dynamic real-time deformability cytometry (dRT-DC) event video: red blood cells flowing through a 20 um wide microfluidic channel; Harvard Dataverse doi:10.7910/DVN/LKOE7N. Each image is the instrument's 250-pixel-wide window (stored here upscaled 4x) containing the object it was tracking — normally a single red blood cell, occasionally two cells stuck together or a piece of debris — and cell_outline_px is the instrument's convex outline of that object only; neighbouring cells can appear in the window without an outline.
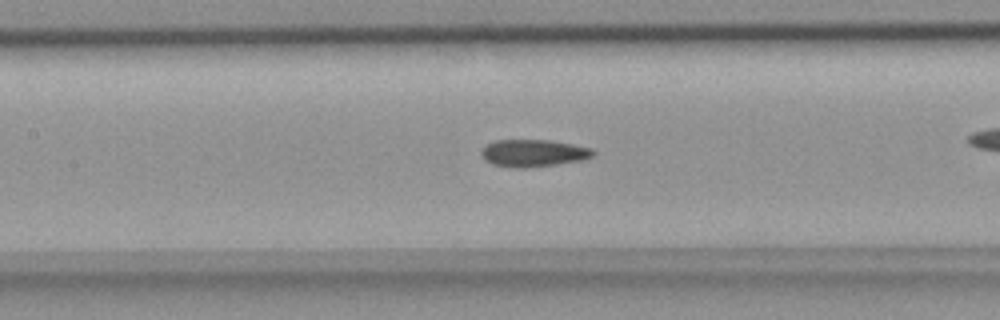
{"species": "common noctule bat (a hibernating species)", "species_latin": "Nyctalus noctula", "temperature_condition": "room temperature", "stored_images_in_passage": 40, "camera_frame_rate_fps": 3000, "um_per_image_px": 0.085, "animal": {"sex": "female", "body_mass_g": 18.4}, "frame": {"image": 1, "passage_image": 23, "time_ms": 7.333, "image_size_px": [1000, 320], "cell_outline_px": [[596, 152], [592, 156], [584, 160], [556, 164], [524, 168], [516, 168], [492, 164], [484, 160], [480, 152], [488, 144], [496, 140], [552, 140], [592, 148]], "centroid_in_image_um": [45.36, 13.01], "position_along_channel_um": 162.0, "area_um2": 17.74}}
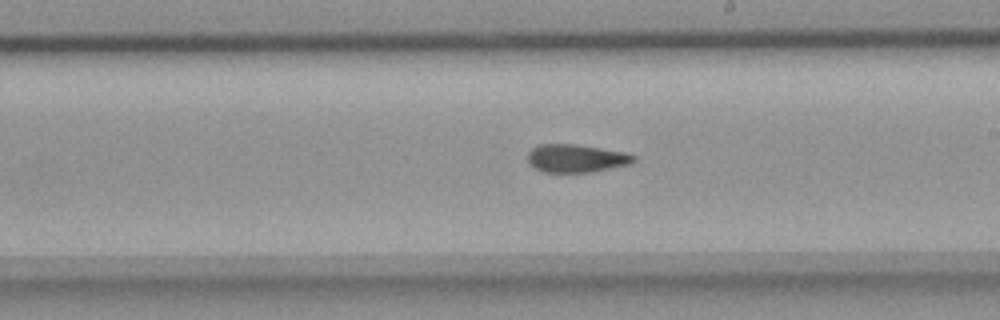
{"frame": {"image": 2, "passage_image": 29, "time_ms": 9.333, "image_size_px": [1000, 320], "cell_outline_px": [[636, 160], [632, 164], [592, 172], [544, 172], [532, 168], [528, 160], [528, 152], [532, 148], [540, 144], [576, 144], [624, 152], [636, 156]], "centroid_in_image_um": [48.98, 13.46], "position_along_channel_um": 240.0, "area_um2": 17.46}}
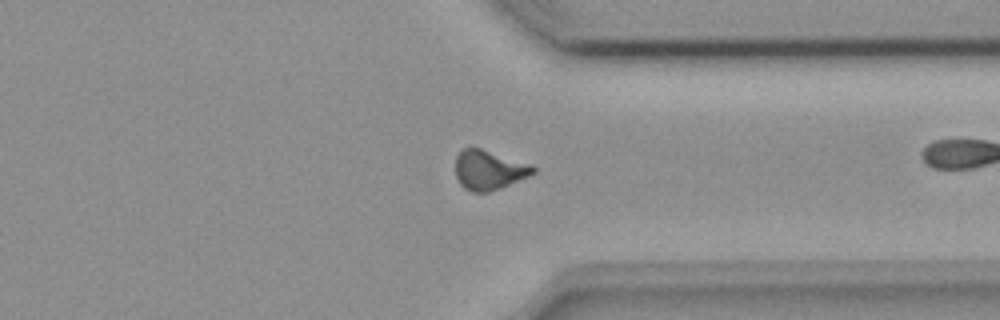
{"frame": {"image": 3, "passage_image": 39, "time_ms": 12.667, "image_size_px": [1000, 320], "cell_outline_px": [[536, 172], [528, 176], [500, 188], [488, 192], [472, 192], [464, 188], [460, 184], [456, 176], [456, 156], [468, 144], [532, 164], [536, 168]], "centroid_in_image_um": [41.55, 14.42], "position_along_channel_um": 369.9, "area_um2": 18.09}}